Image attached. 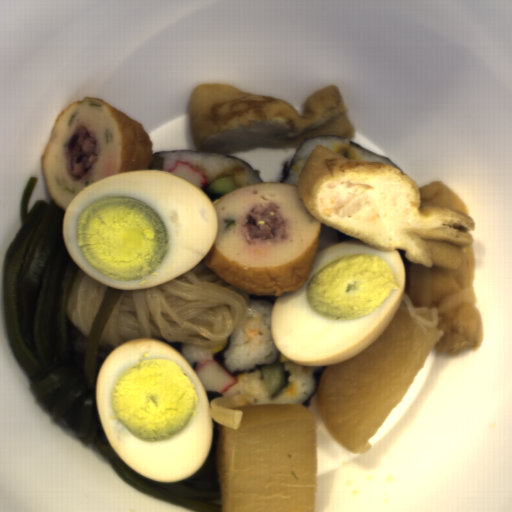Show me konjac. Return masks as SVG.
Segmentation results:
<instances>
[{
    "instance_id": "2",
    "label": "konjac",
    "mask_w": 512,
    "mask_h": 512,
    "mask_svg": "<svg viewBox=\"0 0 512 512\" xmlns=\"http://www.w3.org/2000/svg\"><path fill=\"white\" fill-rule=\"evenodd\" d=\"M107 285H103L81 268L74 279L73 288L65 303V313L78 332L86 339L96 313L104 299Z\"/></svg>"
},
{
    "instance_id": "3",
    "label": "konjac",
    "mask_w": 512,
    "mask_h": 512,
    "mask_svg": "<svg viewBox=\"0 0 512 512\" xmlns=\"http://www.w3.org/2000/svg\"><path fill=\"white\" fill-rule=\"evenodd\" d=\"M255 398L249 394L216 397L208 402V414L212 421L227 428L239 429L243 414L231 409L254 405Z\"/></svg>"
},
{
    "instance_id": "1",
    "label": "konjac",
    "mask_w": 512,
    "mask_h": 512,
    "mask_svg": "<svg viewBox=\"0 0 512 512\" xmlns=\"http://www.w3.org/2000/svg\"><path fill=\"white\" fill-rule=\"evenodd\" d=\"M249 302V293L224 281L202 261L165 284L124 290L98 346L111 350L129 340L163 339L214 350L227 345Z\"/></svg>"
}]
</instances>
